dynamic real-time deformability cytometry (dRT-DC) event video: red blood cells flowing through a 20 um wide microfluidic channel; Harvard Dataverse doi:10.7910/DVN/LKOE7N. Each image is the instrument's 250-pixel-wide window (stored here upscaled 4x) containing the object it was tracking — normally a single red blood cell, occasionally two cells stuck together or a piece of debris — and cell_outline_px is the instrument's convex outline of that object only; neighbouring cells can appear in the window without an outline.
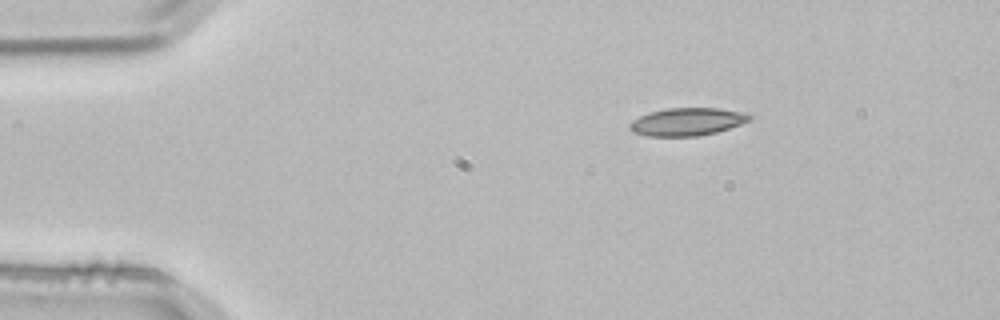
{"species": "common noctule bat (a hibernating species)", "species_latin": "Nyctalus noctula", "temperature_condition": "room temperature", "stored_images_in_passage": 3, "segment_of_instrument_passage": [1, 2], "camera_frame_rate_fps": 3000, "um_per_image_px": 0.085, "animal": {"sex": "male", "body_mass_g": 21.5, "forearm_length_mm": 52.0}, "frame": {"image": 1, "passage_image": 1, "time_ms": 0.0, "image_size_px": [1000, 320], "cell_outline_px": [[752, 120], [716, 132], [696, 136], [648, 136], [632, 132], [628, 128], [628, 124], [632, 120], [648, 112], [664, 108], [720, 108], [740, 112], [752, 116]], "centroid_in_image_um": [58.35, 10.34], "position_along_channel_um": 26.6, "area_um2": 19.42}}